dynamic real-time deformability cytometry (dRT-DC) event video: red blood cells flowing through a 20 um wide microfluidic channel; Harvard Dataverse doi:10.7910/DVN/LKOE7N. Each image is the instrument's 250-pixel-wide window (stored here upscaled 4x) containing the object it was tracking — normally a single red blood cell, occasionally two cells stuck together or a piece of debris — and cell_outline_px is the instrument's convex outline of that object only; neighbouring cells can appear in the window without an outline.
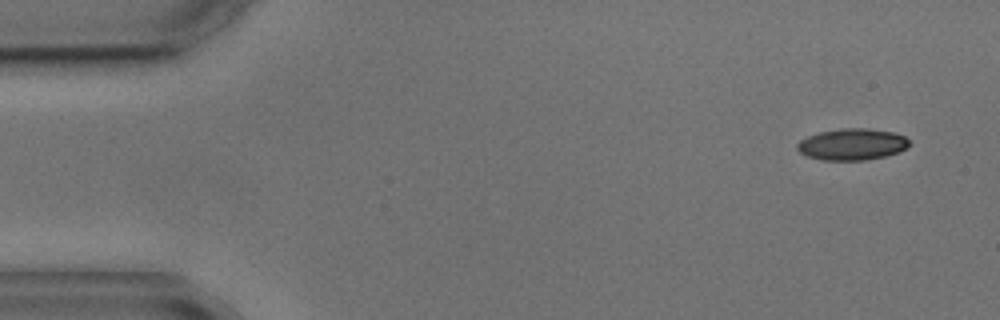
{"species": "common noctule bat (a hibernating species)", "species_latin": "Nyctalus noctula", "temperature_condition": "cold", "stored_images_in_passage": 4, "camera_frame_rate_fps": 3000, "um_per_image_px": 0.085, "animal": {"sex": "male", "body_mass_g": 17.9, "forearm_length_mm": 54.2}, "frame": {"image": 1, "passage_image": 1, "time_ms": 0.0, "image_size_px": [1000, 320], "cell_outline_px": [[912, 144], [900, 152], [868, 160], [824, 160], [808, 156], [800, 152], [796, 148], [796, 144], [800, 140], [808, 136], [820, 132], [840, 128], [864, 128], [892, 132], [904, 136]], "centroid_in_image_um": [72.44, 12.27], "position_along_channel_um": 12.6, "area_um2": 20.58}}
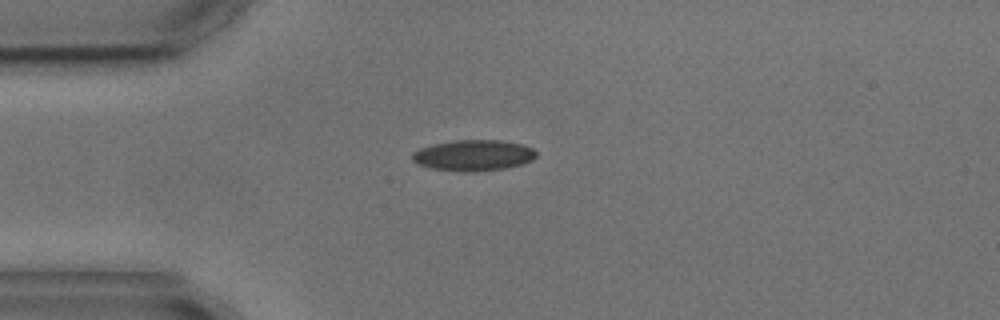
{"frame": {"image": 2, "passage_image": 3, "time_ms": 3.333, "image_size_px": [1000, 320], "cell_outline_px": [[536, 156], [532, 160], [520, 164], [504, 168], [468, 172], [464, 172], [428, 168], [416, 164], [412, 160], [412, 152], [420, 148], [432, 144], [452, 140], [500, 140], [520, 144], [532, 148], [536, 152]], "centroid_in_image_um": [40.17, 13.2], "position_along_channel_um": 44.8, "area_um2": 22.37}}